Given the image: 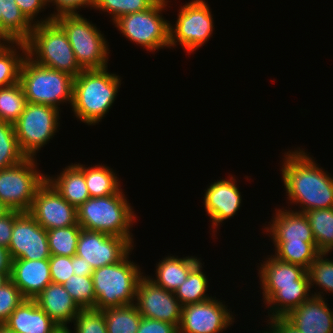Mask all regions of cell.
<instances>
[{
  "label": "cell",
  "mask_w": 333,
  "mask_h": 333,
  "mask_svg": "<svg viewBox=\"0 0 333 333\" xmlns=\"http://www.w3.org/2000/svg\"><path fill=\"white\" fill-rule=\"evenodd\" d=\"M134 304L142 317L179 327L182 311L180 302L173 292L155 284L148 275L139 279Z\"/></svg>",
  "instance_id": "4fadbf2b"
},
{
  "label": "cell",
  "mask_w": 333,
  "mask_h": 333,
  "mask_svg": "<svg viewBox=\"0 0 333 333\" xmlns=\"http://www.w3.org/2000/svg\"><path fill=\"white\" fill-rule=\"evenodd\" d=\"M96 0H47V5L52 3L53 6L55 5V12L54 14H50L52 19H55L61 15H74L78 14L77 10L81 9V7H89L94 8Z\"/></svg>",
  "instance_id": "7bdbcfd3"
},
{
  "label": "cell",
  "mask_w": 333,
  "mask_h": 333,
  "mask_svg": "<svg viewBox=\"0 0 333 333\" xmlns=\"http://www.w3.org/2000/svg\"><path fill=\"white\" fill-rule=\"evenodd\" d=\"M11 271H0V287L10 280Z\"/></svg>",
  "instance_id": "f907efd6"
},
{
  "label": "cell",
  "mask_w": 333,
  "mask_h": 333,
  "mask_svg": "<svg viewBox=\"0 0 333 333\" xmlns=\"http://www.w3.org/2000/svg\"><path fill=\"white\" fill-rule=\"evenodd\" d=\"M27 103L20 82L0 88V120L14 124L24 111Z\"/></svg>",
  "instance_id": "836d02e7"
},
{
  "label": "cell",
  "mask_w": 333,
  "mask_h": 333,
  "mask_svg": "<svg viewBox=\"0 0 333 333\" xmlns=\"http://www.w3.org/2000/svg\"><path fill=\"white\" fill-rule=\"evenodd\" d=\"M132 208L120 188L113 195L87 199L77 208V223L82 229L119 236L133 244L130 228L137 217Z\"/></svg>",
  "instance_id": "3957f363"
},
{
  "label": "cell",
  "mask_w": 333,
  "mask_h": 333,
  "mask_svg": "<svg viewBox=\"0 0 333 333\" xmlns=\"http://www.w3.org/2000/svg\"><path fill=\"white\" fill-rule=\"evenodd\" d=\"M76 165L84 172L90 197L113 195L121 188L117 174L109 166L97 164L87 168L79 163Z\"/></svg>",
  "instance_id": "f1b7e54d"
},
{
  "label": "cell",
  "mask_w": 333,
  "mask_h": 333,
  "mask_svg": "<svg viewBox=\"0 0 333 333\" xmlns=\"http://www.w3.org/2000/svg\"><path fill=\"white\" fill-rule=\"evenodd\" d=\"M7 249L11 260H42L51 257L47 230L28 212H22L15 219Z\"/></svg>",
  "instance_id": "5bb4252c"
},
{
  "label": "cell",
  "mask_w": 333,
  "mask_h": 333,
  "mask_svg": "<svg viewBox=\"0 0 333 333\" xmlns=\"http://www.w3.org/2000/svg\"><path fill=\"white\" fill-rule=\"evenodd\" d=\"M328 253H320L307 270L310 287L318 285L320 290L333 293V260L327 258ZM325 257V258H324Z\"/></svg>",
  "instance_id": "f35d334b"
},
{
  "label": "cell",
  "mask_w": 333,
  "mask_h": 333,
  "mask_svg": "<svg viewBox=\"0 0 333 333\" xmlns=\"http://www.w3.org/2000/svg\"><path fill=\"white\" fill-rule=\"evenodd\" d=\"M2 13V41L25 42L33 24L24 16L15 0H0Z\"/></svg>",
  "instance_id": "4316f807"
},
{
  "label": "cell",
  "mask_w": 333,
  "mask_h": 333,
  "mask_svg": "<svg viewBox=\"0 0 333 333\" xmlns=\"http://www.w3.org/2000/svg\"><path fill=\"white\" fill-rule=\"evenodd\" d=\"M304 213L309 220L318 251L331 253L333 250V208L312 209Z\"/></svg>",
  "instance_id": "4dcf8cb0"
},
{
  "label": "cell",
  "mask_w": 333,
  "mask_h": 333,
  "mask_svg": "<svg viewBox=\"0 0 333 333\" xmlns=\"http://www.w3.org/2000/svg\"><path fill=\"white\" fill-rule=\"evenodd\" d=\"M18 7L20 8L21 12L24 14V16L33 24L36 25L38 23H45L49 22L52 19L51 16L44 17L43 19H40L36 21V17L39 14V12L44 11V7L47 6V0H15ZM42 10V11H41Z\"/></svg>",
  "instance_id": "ee69618b"
},
{
  "label": "cell",
  "mask_w": 333,
  "mask_h": 333,
  "mask_svg": "<svg viewBox=\"0 0 333 333\" xmlns=\"http://www.w3.org/2000/svg\"><path fill=\"white\" fill-rule=\"evenodd\" d=\"M142 274L140 266L129 260V254L118 263L95 269L92 273L95 309L134 304Z\"/></svg>",
  "instance_id": "5b68a950"
},
{
  "label": "cell",
  "mask_w": 333,
  "mask_h": 333,
  "mask_svg": "<svg viewBox=\"0 0 333 333\" xmlns=\"http://www.w3.org/2000/svg\"><path fill=\"white\" fill-rule=\"evenodd\" d=\"M232 176L229 179L215 180L204 194V206L209 215L212 227L216 229L219 224L236 215L241 207V192Z\"/></svg>",
  "instance_id": "e0dca14e"
},
{
  "label": "cell",
  "mask_w": 333,
  "mask_h": 333,
  "mask_svg": "<svg viewBox=\"0 0 333 333\" xmlns=\"http://www.w3.org/2000/svg\"><path fill=\"white\" fill-rule=\"evenodd\" d=\"M21 213L10 210L7 214L0 217V246L8 248L14 221Z\"/></svg>",
  "instance_id": "bcb514c9"
},
{
  "label": "cell",
  "mask_w": 333,
  "mask_h": 333,
  "mask_svg": "<svg viewBox=\"0 0 333 333\" xmlns=\"http://www.w3.org/2000/svg\"><path fill=\"white\" fill-rule=\"evenodd\" d=\"M74 333H107L102 310L95 308L81 309L73 320Z\"/></svg>",
  "instance_id": "ab89813d"
},
{
  "label": "cell",
  "mask_w": 333,
  "mask_h": 333,
  "mask_svg": "<svg viewBox=\"0 0 333 333\" xmlns=\"http://www.w3.org/2000/svg\"><path fill=\"white\" fill-rule=\"evenodd\" d=\"M72 267L74 274L77 276H92L93 268L85 258L72 256Z\"/></svg>",
  "instance_id": "c3c4849f"
},
{
  "label": "cell",
  "mask_w": 333,
  "mask_h": 333,
  "mask_svg": "<svg viewBox=\"0 0 333 333\" xmlns=\"http://www.w3.org/2000/svg\"><path fill=\"white\" fill-rule=\"evenodd\" d=\"M10 209L0 200V217L4 216Z\"/></svg>",
  "instance_id": "816d5d0a"
},
{
  "label": "cell",
  "mask_w": 333,
  "mask_h": 333,
  "mask_svg": "<svg viewBox=\"0 0 333 333\" xmlns=\"http://www.w3.org/2000/svg\"><path fill=\"white\" fill-rule=\"evenodd\" d=\"M107 333H137L142 316L135 304L102 310Z\"/></svg>",
  "instance_id": "d6a6232c"
},
{
  "label": "cell",
  "mask_w": 333,
  "mask_h": 333,
  "mask_svg": "<svg viewBox=\"0 0 333 333\" xmlns=\"http://www.w3.org/2000/svg\"><path fill=\"white\" fill-rule=\"evenodd\" d=\"M230 312L216 297L184 305L178 333H220L234 323L235 317Z\"/></svg>",
  "instance_id": "9a60e30c"
},
{
  "label": "cell",
  "mask_w": 333,
  "mask_h": 333,
  "mask_svg": "<svg viewBox=\"0 0 333 333\" xmlns=\"http://www.w3.org/2000/svg\"><path fill=\"white\" fill-rule=\"evenodd\" d=\"M4 325L15 333H53L58 327L34 299H24Z\"/></svg>",
  "instance_id": "603a6c76"
},
{
  "label": "cell",
  "mask_w": 333,
  "mask_h": 333,
  "mask_svg": "<svg viewBox=\"0 0 333 333\" xmlns=\"http://www.w3.org/2000/svg\"><path fill=\"white\" fill-rule=\"evenodd\" d=\"M34 300L60 327L72 323L81 310L63 284L51 282Z\"/></svg>",
  "instance_id": "7402d4cb"
},
{
  "label": "cell",
  "mask_w": 333,
  "mask_h": 333,
  "mask_svg": "<svg viewBox=\"0 0 333 333\" xmlns=\"http://www.w3.org/2000/svg\"><path fill=\"white\" fill-rule=\"evenodd\" d=\"M26 56L27 47L25 42L0 41V88L19 82L20 69Z\"/></svg>",
  "instance_id": "83f0119b"
},
{
  "label": "cell",
  "mask_w": 333,
  "mask_h": 333,
  "mask_svg": "<svg viewBox=\"0 0 333 333\" xmlns=\"http://www.w3.org/2000/svg\"><path fill=\"white\" fill-rule=\"evenodd\" d=\"M205 0H191L181 6L174 27L170 23L169 45L179 44L186 52L192 53L210 39L214 21Z\"/></svg>",
  "instance_id": "8fae6325"
},
{
  "label": "cell",
  "mask_w": 333,
  "mask_h": 333,
  "mask_svg": "<svg viewBox=\"0 0 333 333\" xmlns=\"http://www.w3.org/2000/svg\"><path fill=\"white\" fill-rule=\"evenodd\" d=\"M25 44L27 56L39 65L65 72L74 78L83 71L66 33L54 19L34 25Z\"/></svg>",
  "instance_id": "277c9868"
},
{
  "label": "cell",
  "mask_w": 333,
  "mask_h": 333,
  "mask_svg": "<svg viewBox=\"0 0 333 333\" xmlns=\"http://www.w3.org/2000/svg\"><path fill=\"white\" fill-rule=\"evenodd\" d=\"M59 111L48 105L26 103L14 123V130L20 149L27 157L36 158L38 151L57 133Z\"/></svg>",
  "instance_id": "30bf717a"
},
{
  "label": "cell",
  "mask_w": 333,
  "mask_h": 333,
  "mask_svg": "<svg viewBox=\"0 0 333 333\" xmlns=\"http://www.w3.org/2000/svg\"><path fill=\"white\" fill-rule=\"evenodd\" d=\"M35 158L0 170V200L12 211L29 212L46 175L37 169Z\"/></svg>",
  "instance_id": "9c48e42d"
},
{
  "label": "cell",
  "mask_w": 333,
  "mask_h": 333,
  "mask_svg": "<svg viewBox=\"0 0 333 333\" xmlns=\"http://www.w3.org/2000/svg\"><path fill=\"white\" fill-rule=\"evenodd\" d=\"M26 158L18 144L14 124L0 120V170L19 164Z\"/></svg>",
  "instance_id": "d590c367"
},
{
  "label": "cell",
  "mask_w": 333,
  "mask_h": 333,
  "mask_svg": "<svg viewBox=\"0 0 333 333\" xmlns=\"http://www.w3.org/2000/svg\"><path fill=\"white\" fill-rule=\"evenodd\" d=\"M277 259L292 263L308 270L320 252L316 242H273Z\"/></svg>",
  "instance_id": "f546056e"
},
{
  "label": "cell",
  "mask_w": 333,
  "mask_h": 333,
  "mask_svg": "<svg viewBox=\"0 0 333 333\" xmlns=\"http://www.w3.org/2000/svg\"><path fill=\"white\" fill-rule=\"evenodd\" d=\"M260 265L258 275L264 303L279 287L297 286V281H310L306 269L281 261L273 255Z\"/></svg>",
  "instance_id": "d6986e66"
},
{
  "label": "cell",
  "mask_w": 333,
  "mask_h": 333,
  "mask_svg": "<svg viewBox=\"0 0 333 333\" xmlns=\"http://www.w3.org/2000/svg\"><path fill=\"white\" fill-rule=\"evenodd\" d=\"M137 333H178V327L165 321L142 317Z\"/></svg>",
  "instance_id": "f6af8a7d"
},
{
  "label": "cell",
  "mask_w": 333,
  "mask_h": 333,
  "mask_svg": "<svg viewBox=\"0 0 333 333\" xmlns=\"http://www.w3.org/2000/svg\"><path fill=\"white\" fill-rule=\"evenodd\" d=\"M260 333H261V331H260ZM263 333H272V332L269 330V331H264Z\"/></svg>",
  "instance_id": "9f6ffc18"
},
{
  "label": "cell",
  "mask_w": 333,
  "mask_h": 333,
  "mask_svg": "<svg viewBox=\"0 0 333 333\" xmlns=\"http://www.w3.org/2000/svg\"><path fill=\"white\" fill-rule=\"evenodd\" d=\"M323 292L312 297L284 317L301 333H333V309L328 308Z\"/></svg>",
  "instance_id": "ac0fdd59"
},
{
  "label": "cell",
  "mask_w": 333,
  "mask_h": 333,
  "mask_svg": "<svg viewBox=\"0 0 333 333\" xmlns=\"http://www.w3.org/2000/svg\"><path fill=\"white\" fill-rule=\"evenodd\" d=\"M266 233L273 242H315L309 220L297 210L276 209Z\"/></svg>",
  "instance_id": "44dd1931"
},
{
  "label": "cell",
  "mask_w": 333,
  "mask_h": 333,
  "mask_svg": "<svg viewBox=\"0 0 333 333\" xmlns=\"http://www.w3.org/2000/svg\"><path fill=\"white\" fill-rule=\"evenodd\" d=\"M53 333H72V331H70L68 326L67 327L58 326L57 329Z\"/></svg>",
  "instance_id": "f5cc1de1"
},
{
  "label": "cell",
  "mask_w": 333,
  "mask_h": 333,
  "mask_svg": "<svg viewBox=\"0 0 333 333\" xmlns=\"http://www.w3.org/2000/svg\"><path fill=\"white\" fill-rule=\"evenodd\" d=\"M168 2L170 1L157 0L150 8L123 15L113 23L122 35L147 51L170 48V22L162 15Z\"/></svg>",
  "instance_id": "ba28073f"
},
{
  "label": "cell",
  "mask_w": 333,
  "mask_h": 333,
  "mask_svg": "<svg viewBox=\"0 0 333 333\" xmlns=\"http://www.w3.org/2000/svg\"><path fill=\"white\" fill-rule=\"evenodd\" d=\"M56 176L46 175V180L76 209L90 198L84 172L76 164L71 163Z\"/></svg>",
  "instance_id": "cb8c5ba5"
},
{
  "label": "cell",
  "mask_w": 333,
  "mask_h": 333,
  "mask_svg": "<svg viewBox=\"0 0 333 333\" xmlns=\"http://www.w3.org/2000/svg\"><path fill=\"white\" fill-rule=\"evenodd\" d=\"M0 333H15L11 330H9L4 324L0 325Z\"/></svg>",
  "instance_id": "db71d44e"
},
{
  "label": "cell",
  "mask_w": 333,
  "mask_h": 333,
  "mask_svg": "<svg viewBox=\"0 0 333 333\" xmlns=\"http://www.w3.org/2000/svg\"><path fill=\"white\" fill-rule=\"evenodd\" d=\"M64 30L83 70L108 67L109 48L104 34L80 14L61 15L54 19Z\"/></svg>",
  "instance_id": "52a82bcc"
},
{
  "label": "cell",
  "mask_w": 333,
  "mask_h": 333,
  "mask_svg": "<svg viewBox=\"0 0 333 333\" xmlns=\"http://www.w3.org/2000/svg\"><path fill=\"white\" fill-rule=\"evenodd\" d=\"M49 266L53 283L64 284L74 274L72 257L51 255Z\"/></svg>",
  "instance_id": "b9f144b4"
},
{
  "label": "cell",
  "mask_w": 333,
  "mask_h": 333,
  "mask_svg": "<svg viewBox=\"0 0 333 333\" xmlns=\"http://www.w3.org/2000/svg\"><path fill=\"white\" fill-rule=\"evenodd\" d=\"M157 0H96L93 9L102 10L112 15L114 22L119 17L150 8Z\"/></svg>",
  "instance_id": "74e56055"
},
{
  "label": "cell",
  "mask_w": 333,
  "mask_h": 333,
  "mask_svg": "<svg viewBox=\"0 0 333 333\" xmlns=\"http://www.w3.org/2000/svg\"><path fill=\"white\" fill-rule=\"evenodd\" d=\"M200 261L195 256L183 258L166 256L156 266V278L148 277L158 286L174 293Z\"/></svg>",
  "instance_id": "d4e9b609"
},
{
  "label": "cell",
  "mask_w": 333,
  "mask_h": 333,
  "mask_svg": "<svg viewBox=\"0 0 333 333\" xmlns=\"http://www.w3.org/2000/svg\"><path fill=\"white\" fill-rule=\"evenodd\" d=\"M74 77L35 63L28 56L20 69L21 83L27 102L52 106L60 110V104L73 102Z\"/></svg>",
  "instance_id": "8992f818"
},
{
  "label": "cell",
  "mask_w": 333,
  "mask_h": 333,
  "mask_svg": "<svg viewBox=\"0 0 333 333\" xmlns=\"http://www.w3.org/2000/svg\"><path fill=\"white\" fill-rule=\"evenodd\" d=\"M310 289V281H297V286L279 287L265 302L269 308L267 317L269 319L286 317L302 302L312 297Z\"/></svg>",
  "instance_id": "484cf974"
},
{
  "label": "cell",
  "mask_w": 333,
  "mask_h": 333,
  "mask_svg": "<svg viewBox=\"0 0 333 333\" xmlns=\"http://www.w3.org/2000/svg\"><path fill=\"white\" fill-rule=\"evenodd\" d=\"M121 86L119 75L103 69L83 70L73 81L72 111L88 125H96L109 112Z\"/></svg>",
  "instance_id": "7a4b0ae2"
},
{
  "label": "cell",
  "mask_w": 333,
  "mask_h": 333,
  "mask_svg": "<svg viewBox=\"0 0 333 333\" xmlns=\"http://www.w3.org/2000/svg\"><path fill=\"white\" fill-rule=\"evenodd\" d=\"M11 261L8 249L0 246V271H11Z\"/></svg>",
  "instance_id": "681fc988"
},
{
  "label": "cell",
  "mask_w": 333,
  "mask_h": 333,
  "mask_svg": "<svg viewBox=\"0 0 333 333\" xmlns=\"http://www.w3.org/2000/svg\"><path fill=\"white\" fill-rule=\"evenodd\" d=\"M298 149L284 154L281 168L288 201L291 205L300 204L297 212L301 213L333 208V176L319 168L313 157Z\"/></svg>",
  "instance_id": "6da1fadb"
},
{
  "label": "cell",
  "mask_w": 333,
  "mask_h": 333,
  "mask_svg": "<svg viewBox=\"0 0 333 333\" xmlns=\"http://www.w3.org/2000/svg\"><path fill=\"white\" fill-rule=\"evenodd\" d=\"M202 262L200 261L188 274L183 282L174 292L175 297L181 306L195 304L208 299L212 296L206 294L208 288V278L203 273ZM206 294V295H205Z\"/></svg>",
  "instance_id": "1f68e13d"
},
{
  "label": "cell",
  "mask_w": 333,
  "mask_h": 333,
  "mask_svg": "<svg viewBox=\"0 0 333 333\" xmlns=\"http://www.w3.org/2000/svg\"><path fill=\"white\" fill-rule=\"evenodd\" d=\"M0 41H2V13L0 9Z\"/></svg>",
  "instance_id": "11a10c76"
},
{
  "label": "cell",
  "mask_w": 333,
  "mask_h": 333,
  "mask_svg": "<svg viewBox=\"0 0 333 333\" xmlns=\"http://www.w3.org/2000/svg\"><path fill=\"white\" fill-rule=\"evenodd\" d=\"M10 280L25 299H34L52 282L49 259L12 260Z\"/></svg>",
  "instance_id": "ffe728a7"
},
{
  "label": "cell",
  "mask_w": 333,
  "mask_h": 333,
  "mask_svg": "<svg viewBox=\"0 0 333 333\" xmlns=\"http://www.w3.org/2000/svg\"><path fill=\"white\" fill-rule=\"evenodd\" d=\"M133 246L125 238L81 228L76 255L85 258L95 270L122 261Z\"/></svg>",
  "instance_id": "7c38bea8"
},
{
  "label": "cell",
  "mask_w": 333,
  "mask_h": 333,
  "mask_svg": "<svg viewBox=\"0 0 333 333\" xmlns=\"http://www.w3.org/2000/svg\"><path fill=\"white\" fill-rule=\"evenodd\" d=\"M63 286L81 309L95 308L96 296L92 276L73 274Z\"/></svg>",
  "instance_id": "8d00e7d4"
},
{
  "label": "cell",
  "mask_w": 333,
  "mask_h": 333,
  "mask_svg": "<svg viewBox=\"0 0 333 333\" xmlns=\"http://www.w3.org/2000/svg\"><path fill=\"white\" fill-rule=\"evenodd\" d=\"M269 322V330L272 333H301L293 325H291L285 318H274L267 320Z\"/></svg>",
  "instance_id": "7dc6e473"
},
{
  "label": "cell",
  "mask_w": 333,
  "mask_h": 333,
  "mask_svg": "<svg viewBox=\"0 0 333 333\" xmlns=\"http://www.w3.org/2000/svg\"><path fill=\"white\" fill-rule=\"evenodd\" d=\"M24 299L18 287L11 280L0 287V325L8 320Z\"/></svg>",
  "instance_id": "60d3db41"
},
{
  "label": "cell",
  "mask_w": 333,
  "mask_h": 333,
  "mask_svg": "<svg viewBox=\"0 0 333 333\" xmlns=\"http://www.w3.org/2000/svg\"><path fill=\"white\" fill-rule=\"evenodd\" d=\"M28 213L45 230L77 224V209L47 180L38 188Z\"/></svg>",
  "instance_id": "2e32d148"
},
{
  "label": "cell",
  "mask_w": 333,
  "mask_h": 333,
  "mask_svg": "<svg viewBox=\"0 0 333 333\" xmlns=\"http://www.w3.org/2000/svg\"><path fill=\"white\" fill-rule=\"evenodd\" d=\"M80 225L47 230L48 244L51 255L72 257L76 255Z\"/></svg>",
  "instance_id": "e575fe53"
}]
</instances>
